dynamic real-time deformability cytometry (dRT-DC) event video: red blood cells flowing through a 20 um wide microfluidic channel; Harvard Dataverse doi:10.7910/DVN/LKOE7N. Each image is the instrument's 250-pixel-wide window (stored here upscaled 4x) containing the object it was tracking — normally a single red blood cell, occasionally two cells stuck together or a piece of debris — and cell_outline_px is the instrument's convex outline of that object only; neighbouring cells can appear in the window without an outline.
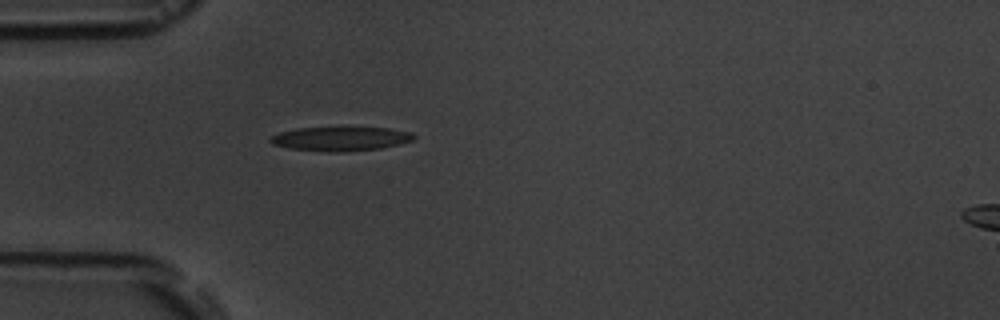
{"species": "common noctule bat (a hibernating species)", "species_latin": "Nyctalus noctula", "temperature_condition": "room temperature", "stored_images_in_passage": 1, "camera_frame_rate_fps": 3000, "um_per_image_px": 0.085, "animal": {"sex": "male", "body_mass_g": 19.5, "forearm_length_mm": 54.6}, "frame": {"image": 1, "passage_image": 1, "time_ms": 0.0, "image_size_px": [1000, 320], "cell_outline_px": [[416, 136], [412, 140], [400, 144], [380, 148], [344, 152], [332, 152], [288, 148], [272, 144], [268, 140], [272, 136], [280, 132], [296, 128], [344, 124], [388, 128], [412, 132]], "centroid_in_image_um": [28.96, 11.74], "position_along_channel_um": 56.0, "area_um2": 21.33}}